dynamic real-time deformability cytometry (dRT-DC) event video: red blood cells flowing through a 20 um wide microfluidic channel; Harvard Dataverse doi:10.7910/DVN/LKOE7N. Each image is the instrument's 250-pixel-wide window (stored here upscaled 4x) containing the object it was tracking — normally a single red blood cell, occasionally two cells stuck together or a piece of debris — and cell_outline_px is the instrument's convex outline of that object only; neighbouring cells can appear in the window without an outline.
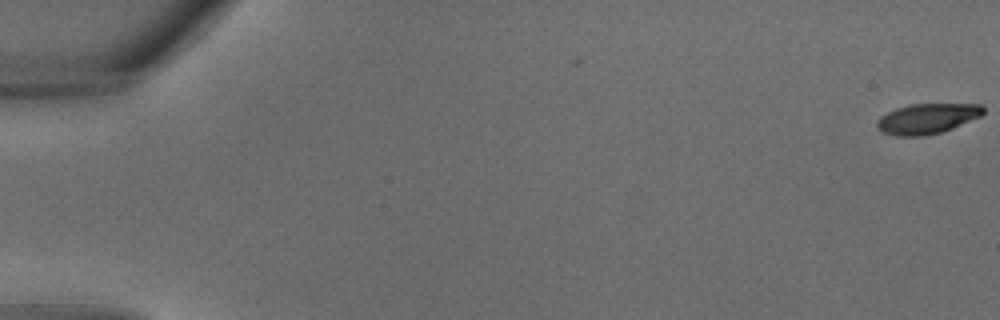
{"species": "common noctule bat (a hibernating species)", "species_latin": "Nyctalus noctula", "temperature_condition": "warm", "stored_images_in_passage": 36, "segment_of_instrument_passage": [1, 2], "camera_frame_rate_fps": 3000, "um_per_image_px": 0.085, "animal": {"sex": "male", "body_mass_g": 18.8}, "frame": {"image": 1, "passage_image": 1, "time_ms": 0.0, "image_size_px": [1000, 320], "cell_outline_px": [[984, 112], [980, 116], [952, 128], [940, 132], [924, 136], [896, 136], [884, 132], [876, 128], [876, 120], [880, 116], [896, 108], [912, 104], [984, 104]], "centroid_in_image_um": [78.79, 10.08], "position_along_channel_um": 6.2, "area_um2": 18.67}}
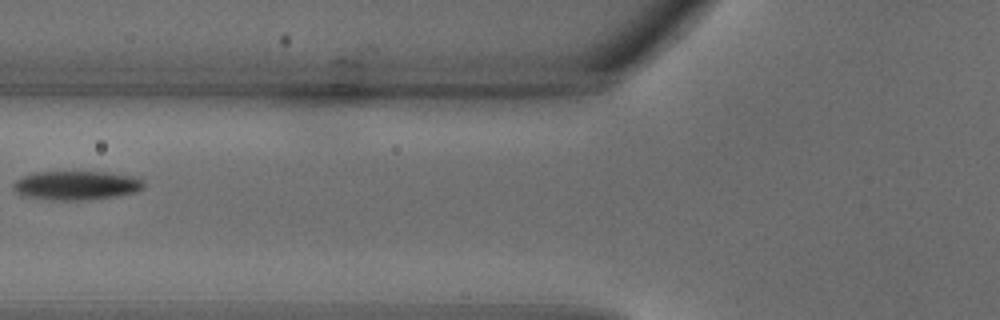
{"frame": {"image": 2, "passage_image": 15, "time_ms": 4.667, "image_size_px": [1000, 320], "cell_outline_px": [[144, 188], [136, 192], [116, 196], [80, 200], [48, 200], [20, 196], [12, 188], [12, 184], [16, 180], [24, 176], [36, 172], [108, 172], [140, 176], [144, 180]], "centroid_in_image_um": [6.51, 15.76], "position_along_channel_um": 119.3, "area_um2": 22.43}}
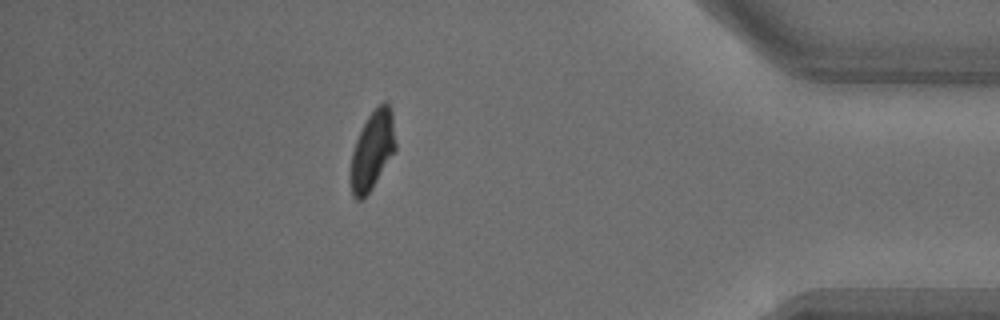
{"frame": {"image": 3, "passage_image": 31, "time_ms": 10.0, "image_size_px": [1000, 320], "cell_outline_px": [[396, 148], [372, 188], [360, 200], [356, 200], [352, 196], [348, 180], [352, 152], [356, 140], [368, 116], [384, 100], [388, 104], [392, 112], [396, 144]], "centroid_in_image_um": [31.61, 12.82], "position_along_channel_um": 403.6, "area_um2": 20.52}}